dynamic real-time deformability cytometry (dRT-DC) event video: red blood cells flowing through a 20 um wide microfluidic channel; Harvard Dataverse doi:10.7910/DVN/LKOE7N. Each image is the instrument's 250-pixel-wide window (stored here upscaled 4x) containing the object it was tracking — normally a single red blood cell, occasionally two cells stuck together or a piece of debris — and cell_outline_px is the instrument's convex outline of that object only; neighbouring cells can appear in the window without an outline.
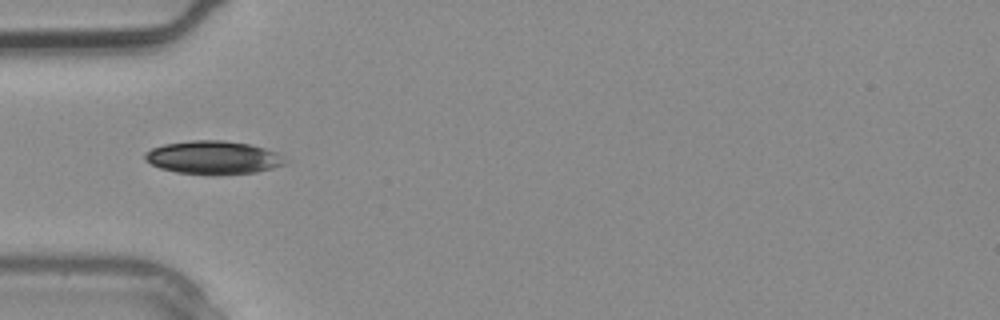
{"species": "common noctule bat (a hibernating species)", "species_latin": "Nyctalus noctula", "temperature_condition": "warm", "stored_images_in_passage": 1, "camera_frame_rate_fps": 3000, "um_per_image_px": 0.085, "animal": {"sex": "male", "body_mass_g": 20.4}, "frame": {"image": 1, "passage_image": 1, "time_ms": 0.0, "image_size_px": [1000, 320], "cell_outline_px": [[292, 160], [284, 164], [272, 168], [256, 172], [216, 176], [212, 176], [176, 172], [160, 168], [144, 160], [144, 152], [152, 148], [164, 144], [192, 140], [224, 140], [248, 144], [264, 148], [276, 152]], "centroid_in_image_um": [18.15, 13.41], "position_along_channel_um": 66.9, "area_um2": 27.69}}